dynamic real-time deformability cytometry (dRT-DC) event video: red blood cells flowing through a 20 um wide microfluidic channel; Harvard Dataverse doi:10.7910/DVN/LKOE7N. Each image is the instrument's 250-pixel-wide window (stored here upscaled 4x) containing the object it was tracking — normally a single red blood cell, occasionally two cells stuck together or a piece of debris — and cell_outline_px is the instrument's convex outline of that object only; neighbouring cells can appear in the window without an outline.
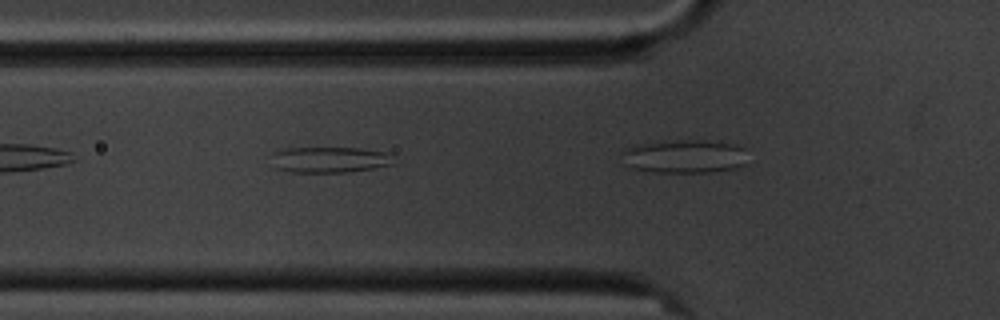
{"species": "common noctule bat (a hibernating species)", "species_latin": "Nyctalus noctula", "temperature_condition": "cold", "stored_images_in_passage": 10, "camera_frame_rate_fps": 3000, "um_per_image_px": 0.085, "animal": {"sex": "male", "body_mass_g": 20.1, "forearm_length_mm": 53.5}, "frame": {"image": 1, "passage_image": 5, "time_ms": 5.667, "image_size_px": [1000, 320], "cell_outline_px": [[396, 164], [372, 168], [344, 172], [292, 172], [272, 168], [272, 152], [284, 148], [360, 148], [384, 152], [392, 156]], "centroid_in_image_um": [27.96, 13.57], "position_along_channel_um": 97.8, "area_um2": 18.55}}